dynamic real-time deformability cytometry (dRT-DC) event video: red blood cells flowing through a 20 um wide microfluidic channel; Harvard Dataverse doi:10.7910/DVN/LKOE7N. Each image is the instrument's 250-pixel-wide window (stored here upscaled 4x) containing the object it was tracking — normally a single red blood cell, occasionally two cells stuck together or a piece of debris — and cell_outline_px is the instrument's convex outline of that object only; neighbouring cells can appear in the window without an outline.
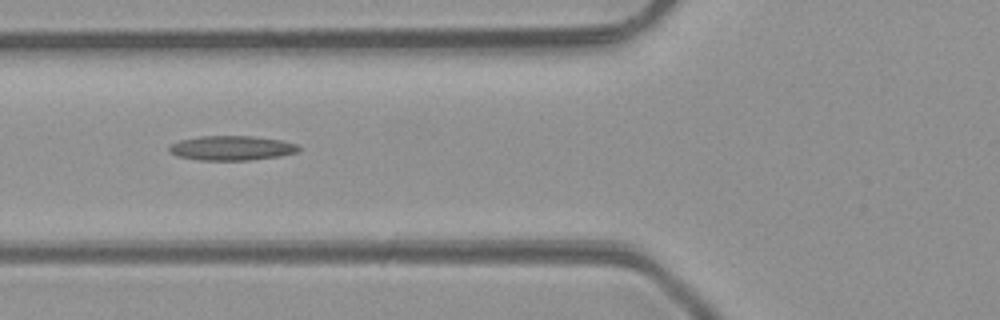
{"species": "common noctule bat (a hibernating species)", "species_latin": "Nyctalus noctula", "temperature_condition": "room temperature", "stored_images_in_passage": 6, "camera_frame_rate_fps": 3000, "um_per_image_px": 0.085, "animal": {"sex": "male", "body_mass_g": 23.1, "forearm_length_mm": 52.7}, "frame": {"image": 1, "passage_image": 6, "time_ms": 5.667, "image_size_px": [1000, 320], "cell_outline_px": [[300, 148], [296, 152], [280, 156], [248, 160], [200, 160], [176, 156], [168, 152], [168, 148], [172, 144], [180, 140], [200, 136], [252, 136], [280, 140], [296, 144]], "centroid_in_image_um": [19.65, 12.58], "position_along_channel_um": 106.2, "area_um2": 18.44}}